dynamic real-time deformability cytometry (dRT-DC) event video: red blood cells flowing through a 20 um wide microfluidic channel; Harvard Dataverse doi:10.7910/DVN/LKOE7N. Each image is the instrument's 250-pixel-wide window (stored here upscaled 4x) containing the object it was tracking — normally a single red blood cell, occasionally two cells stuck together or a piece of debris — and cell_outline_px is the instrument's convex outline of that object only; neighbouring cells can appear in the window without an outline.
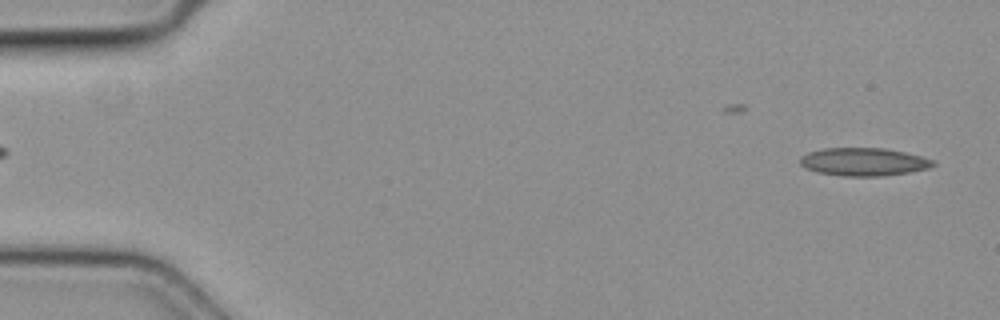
{"species": "common noctule bat (a hibernating species)", "species_latin": "Nyctalus noctula", "temperature_condition": "cold", "stored_images_in_passage": 16, "camera_frame_rate_fps": 3000, "um_per_image_px": 0.085, "animal": {"sex": "female", "body_mass_g": 19.3, "forearm_length_mm": 54.1}, "frame": {"image": 1, "passage_image": 2, "time_ms": 0.333, "image_size_px": [1000, 320], "cell_outline_px": [[936, 164], [928, 168], [908, 172], [880, 176], [844, 176], [816, 172], [804, 168], [800, 164], [800, 156], [808, 152], [824, 148], [884, 148], [904, 152], [920, 156], [932, 160]], "centroid_in_image_um": [73.35, 13.75], "position_along_channel_um": 11.6, "area_um2": 21.62}}
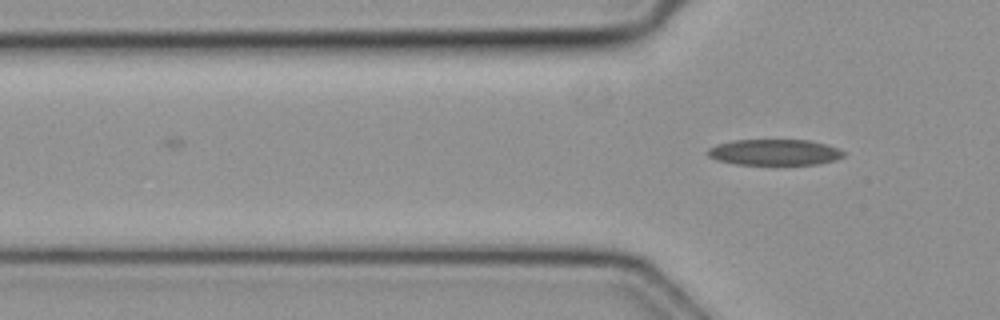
{"frame": {"image": 2, "passage_image": 16, "time_ms": 5.0, "image_size_px": [1000, 320], "cell_outline_px": [[848, 152], [844, 156], [836, 160], [820, 164], [736, 164], [716, 160], [708, 156], [704, 152], [708, 148], [716, 144], [732, 140], [808, 140], [840, 148]], "centroid_in_image_um": [65.83, 12.94], "position_along_channel_um": 60.0, "area_um2": 20.81}}